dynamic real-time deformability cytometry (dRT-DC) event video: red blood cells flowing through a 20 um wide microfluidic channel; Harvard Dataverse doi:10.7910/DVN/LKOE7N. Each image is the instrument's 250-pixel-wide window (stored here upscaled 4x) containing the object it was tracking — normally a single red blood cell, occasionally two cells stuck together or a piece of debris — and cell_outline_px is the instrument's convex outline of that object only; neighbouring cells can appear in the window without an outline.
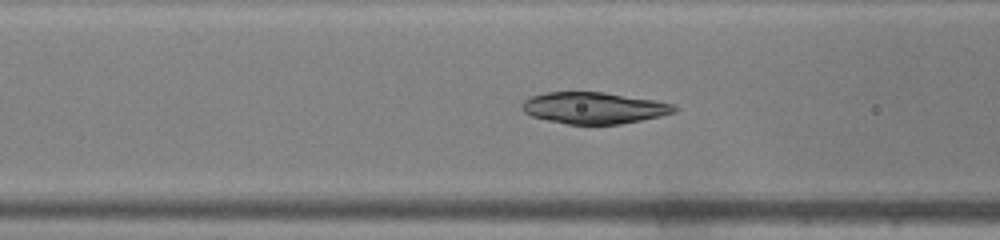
{"species": "common noctule bat (a hibernating species)", "species_latin": "Nyctalus noctula", "temperature_condition": "warm", "stored_images_in_passage": 47, "camera_frame_rate_fps": 3000, "um_per_image_px": 0.085, "animal": {"sex": "male", "body_mass_g": 19.0, "forearm_length_mm": 50.8}, "frame": {"image": 1, "passage_image": 19, "time_ms": 6.0, "image_size_px": [1000, 240], "cell_outline_px": [[680, 108], [676, 112], [660, 116], [620, 124], [568, 124], [548, 120], [532, 116], [524, 112], [520, 108], [520, 104], [524, 100], [532, 96], [548, 92], [604, 92], [656, 100], [672, 104]], "centroid_in_image_um": [50.49, 9.17], "position_along_channel_um": 116.1, "area_um2": 27.98}}
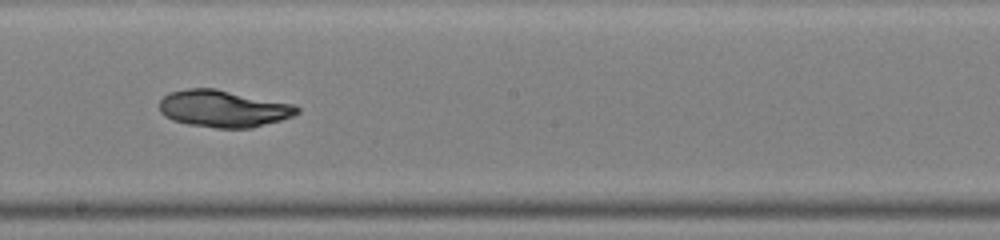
{"frame": {"image": 2, "passage_image": 27, "time_ms": 8.667, "image_size_px": [1000, 240], "cell_outline_px": [[300, 112], [292, 116], [280, 120], [252, 128], [216, 128], [188, 124], [172, 120], [164, 116], [160, 112], [160, 100], [164, 96], [172, 92], [188, 88], [216, 88], [296, 104], [300, 108]], "centroid_in_image_um": [19.02, 9.23], "position_along_channel_um": 229.2, "area_um2": 29.88}}
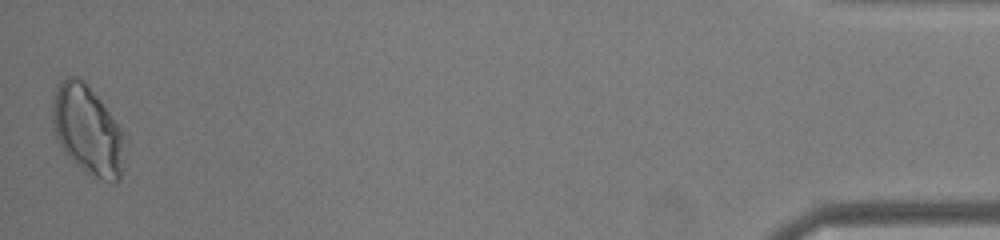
{"frame": {"image": 3, "passage_image": 47, "time_ms": 15.333, "image_size_px": [1000, 240], "cell_outline_px": [[128, 136], [120, 180], [104, 180], [96, 176], [76, 164], [64, 152], [56, 136], [52, 120], [52, 104], [56, 92], [60, 84], [68, 76], [76, 76], [84, 80], [88, 84]], "centroid_in_image_um": [7.5, 11.04], "position_along_channel_um": 427.7, "area_um2": 37.45}, "authors_computed_cell_mechanics": {"area_um2": 29.8826, "velocity_mm_per_s": 4.2508, "shape_relaxation_time_tau1_ms": 3.8877, "shape_relaxation_time_tau2_ms": null, "deformation_change_tau1": 0.1288, "deformation_change_tau2": null}}